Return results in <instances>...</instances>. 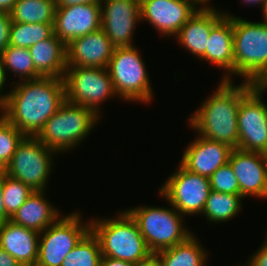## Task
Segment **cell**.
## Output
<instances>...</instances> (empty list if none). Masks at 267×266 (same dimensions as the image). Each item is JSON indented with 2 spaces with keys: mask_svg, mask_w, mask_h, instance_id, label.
<instances>
[{
  "mask_svg": "<svg viewBox=\"0 0 267 266\" xmlns=\"http://www.w3.org/2000/svg\"><path fill=\"white\" fill-rule=\"evenodd\" d=\"M11 83L13 88L5 93L4 118L25 136H36L65 101L64 81L39 77Z\"/></svg>",
  "mask_w": 267,
  "mask_h": 266,
  "instance_id": "cell-1",
  "label": "cell"
},
{
  "mask_svg": "<svg viewBox=\"0 0 267 266\" xmlns=\"http://www.w3.org/2000/svg\"><path fill=\"white\" fill-rule=\"evenodd\" d=\"M234 80H222L215 92L207 97L200 107L188 119L189 128L198 135L238 147L237 113L241 100L257 85L241 82L237 86Z\"/></svg>",
  "mask_w": 267,
  "mask_h": 266,
  "instance_id": "cell-2",
  "label": "cell"
},
{
  "mask_svg": "<svg viewBox=\"0 0 267 266\" xmlns=\"http://www.w3.org/2000/svg\"><path fill=\"white\" fill-rule=\"evenodd\" d=\"M233 16L234 76L246 82L267 86V21L251 22Z\"/></svg>",
  "mask_w": 267,
  "mask_h": 266,
  "instance_id": "cell-3",
  "label": "cell"
},
{
  "mask_svg": "<svg viewBox=\"0 0 267 266\" xmlns=\"http://www.w3.org/2000/svg\"><path fill=\"white\" fill-rule=\"evenodd\" d=\"M90 230L99 240L102 256L137 265L153 255L127 210L118 212L113 218L91 219Z\"/></svg>",
  "mask_w": 267,
  "mask_h": 266,
  "instance_id": "cell-4",
  "label": "cell"
},
{
  "mask_svg": "<svg viewBox=\"0 0 267 266\" xmlns=\"http://www.w3.org/2000/svg\"><path fill=\"white\" fill-rule=\"evenodd\" d=\"M101 120L92 109L64 101L36 137L58 154L74 150Z\"/></svg>",
  "mask_w": 267,
  "mask_h": 266,
  "instance_id": "cell-5",
  "label": "cell"
},
{
  "mask_svg": "<svg viewBox=\"0 0 267 266\" xmlns=\"http://www.w3.org/2000/svg\"><path fill=\"white\" fill-rule=\"evenodd\" d=\"M169 207L136 206L127 211L137 222L148 249L154 254L186 241L193 232L171 204ZM184 220V222H183Z\"/></svg>",
  "mask_w": 267,
  "mask_h": 266,
  "instance_id": "cell-6",
  "label": "cell"
},
{
  "mask_svg": "<svg viewBox=\"0 0 267 266\" xmlns=\"http://www.w3.org/2000/svg\"><path fill=\"white\" fill-rule=\"evenodd\" d=\"M136 46L114 48L107 71L120 99L130 102L151 103L153 89L146 65Z\"/></svg>",
  "mask_w": 267,
  "mask_h": 266,
  "instance_id": "cell-7",
  "label": "cell"
},
{
  "mask_svg": "<svg viewBox=\"0 0 267 266\" xmlns=\"http://www.w3.org/2000/svg\"><path fill=\"white\" fill-rule=\"evenodd\" d=\"M65 100L92 109L99 117L100 105L118 97L107 68L67 67L64 77Z\"/></svg>",
  "mask_w": 267,
  "mask_h": 266,
  "instance_id": "cell-8",
  "label": "cell"
},
{
  "mask_svg": "<svg viewBox=\"0 0 267 266\" xmlns=\"http://www.w3.org/2000/svg\"><path fill=\"white\" fill-rule=\"evenodd\" d=\"M80 211L60 216L39 236L36 266H61L69 252L90 231V220L83 222Z\"/></svg>",
  "mask_w": 267,
  "mask_h": 266,
  "instance_id": "cell-9",
  "label": "cell"
},
{
  "mask_svg": "<svg viewBox=\"0 0 267 266\" xmlns=\"http://www.w3.org/2000/svg\"><path fill=\"white\" fill-rule=\"evenodd\" d=\"M56 151L44 146L36 136H25L18 144L11 161L7 164V175L20 180L33 191H46L49 176L53 172Z\"/></svg>",
  "mask_w": 267,
  "mask_h": 266,
  "instance_id": "cell-10",
  "label": "cell"
},
{
  "mask_svg": "<svg viewBox=\"0 0 267 266\" xmlns=\"http://www.w3.org/2000/svg\"><path fill=\"white\" fill-rule=\"evenodd\" d=\"M160 185L159 195L181 215L202 214L211 191L209 178L190 172L181 164Z\"/></svg>",
  "mask_w": 267,
  "mask_h": 266,
  "instance_id": "cell-11",
  "label": "cell"
},
{
  "mask_svg": "<svg viewBox=\"0 0 267 266\" xmlns=\"http://www.w3.org/2000/svg\"><path fill=\"white\" fill-rule=\"evenodd\" d=\"M267 86L256 85L240 102L237 113L238 147L267 155V104L262 100Z\"/></svg>",
  "mask_w": 267,
  "mask_h": 266,
  "instance_id": "cell-12",
  "label": "cell"
},
{
  "mask_svg": "<svg viewBox=\"0 0 267 266\" xmlns=\"http://www.w3.org/2000/svg\"><path fill=\"white\" fill-rule=\"evenodd\" d=\"M101 29L114 48L133 45L134 29L141 21L140 0H103Z\"/></svg>",
  "mask_w": 267,
  "mask_h": 266,
  "instance_id": "cell-13",
  "label": "cell"
},
{
  "mask_svg": "<svg viewBox=\"0 0 267 266\" xmlns=\"http://www.w3.org/2000/svg\"><path fill=\"white\" fill-rule=\"evenodd\" d=\"M199 7L192 0H140L141 22L147 20L163 37H175Z\"/></svg>",
  "mask_w": 267,
  "mask_h": 266,
  "instance_id": "cell-14",
  "label": "cell"
},
{
  "mask_svg": "<svg viewBox=\"0 0 267 266\" xmlns=\"http://www.w3.org/2000/svg\"><path fill=\"white\" fill-rule=\"evenodd\" d=\"M228 163L235 174L240 195L267 199V155L233 149Z\"/></svg>",
  "mask_w": 267,
  "mask_h": 266,
  "instance_id": "cell-15",
  "label": "cell"
},
{
  "mask_svg": "<svg viewBox=\"0 0 267 266\" xmlns=\"http://www.w3.org/2000/svg\"><path fill=\"white\" fill-rule=\"evenodd\" d=\"M101 4L85 3L56 7L54 34L67 45L71 40L101 28Z\"/></svg>",
  "mask_w": 267,
  "mask_h": 266,
  "instance_id": "cell-16",
  "label": "cell"
},
{
  "mask_svg": "<svg viewBox=\"0 0 267 266\" xmlns=\"http://www.w3.org/2000/svg\"><path fill=\"white\" fill-rule=\"evenodd\" d=\"M232 150L227 144L197 135L185 148L179 163L190 172L209 178L228 163Z\"/></svg>",
  "mask_w": 267,
  "mask_h": 266,
  "instance_id": "cell-17",
  "label": "cell"
},
{
  "mask_svg": "<svg viewBox=\"0 0 267 266\" xmlns=\"http://www.w3.org/2000/svg\"><path fill=\"white\" fill-rule=\"evenodd\" d=\"M114 47L105 32L99 30L71 40L66 45L67 67L107 68Z\"/></svg>",
  "mask_w": 267,
  "mask_h": 266,
  "instance_id": "cell-18",
  "label": "cell"
},
{
  "mask_svg": "<svg viewBox=\"0 0 267 266\" xmlns=\"http://www.w3.org/2000/svg\"><path fill=\"white\" fill-rule=\"evenodd\" d=\"M224 70L222 80H233V16L224 15L210 30L205 54L199 59Z\"/></svg>",
  "mask_w": 267,
  "mask_h": 266,
  "instance_id": "cell-19",
  "label": "cell"
},
{
  "mask_svg": "<svg viewBox=\"0 0 267 266\" xmlns=\"http://www.w3.org/2000/svg\"><path fill=\"white\" fill-rule=\"evenodd\" d=\"M214 7L199 8L175 36L179 45L200 59L206 52L211 28L225 15Z\"/></svg>",
  "mask_w": 267,
  "mask_h": 266,
  "instance_id": "cell-20",
  "label": "cell"
},
{
  "mask_svg": "<svg viewBox=\"0 0 267 266\" xmlns=\"http://www.w3.org/2000/svg\"><path fill=\"white\" fill-rule=\"evenodd\" d=\"M40 233L8 220L0 224V247L21 266H36Z\"/></svg>",
  "mask_w": 267,
  "mask_h": 266,
  "instance_id": "cell-21",
  "label": "cell"
},
{
  "mask_svg": "<svg viewBox=\"0 0 267 266\" xmlns=\"http://www.w3.org/2000/svg\"><path fill=\"white\" fill-rule=\"evenodd\" d=\"M46 191H34L10 218L15 224L41 233L62 214L46 198Z\"/></svg>",
  "mask_w": 267,
  "mask_h": 266,
  "instance_id": "cell-22",
  "label": "cell"
},
{
  "mask_svg": "<svg viewBox=\"0 0 267 266\" xmlns=\"http://www.w3.org/2000/svg\"><path fill=\"white\" fill-rule=\"evenodd\" d=\"M35 70L42 77H64L67 69L66 45L53 33L30 48Z\"/></svg>",
  "mask_w": 267,
  "mask_h": 266,
  "instance_id": "cell-23",
  "label": "cell"
},
{
  "mask_svg": "<svg viewBox=\"0 0 267 266\" xmlns=\"http://www.w3.org/2000/svg\"><path fill=\"white\" fill-rule=\"evenodd\" d=\"M198 240V236L192 234L186 241L153 255L161 266H207L208 251Z\"/></svg>",
  "mask_w": 267,
  "mask_h": 266,
  "instance_id": "cell-24",
  "label": "cell"
},
{
  "mask_svg": "<svg viewBox=\"0 0 267 266\" xmlns=\"http://www.w3.org/2000/svg\"><path fill=\"white\" fill-rule=\"evenodd\" d=\"M244 198L240 194L221 193L218 191H210L205 202L202 216L210 223H225L236 218L243 206Z\"/></svg>",
  "mask_w": 267,
  "mask_h": 266,
  "instance_id": "cell-25",
  "label": "cell"
},
{
  "mask_svg": "<svg viewBox=\"0 0 267 266\" xmlns=\"http://www.w3.org/2000/svg\"><path fill=\"white\" fill-rule=\"evenodd\" d=\"M55 0H17L9 12L12 22L54 24Z\"/></svg>",
  "mask_w": 267,
  "mask_h": 266,
  "instance_id": "cell-26",
  "label": "cell"
},
{
  "mask_svg": "<svg viewBox=\"0 0 267 266\" xmlns=\"http://www.w3.org/2000/svg\"><path fill=\"white\" fill-rule=\"evenodd\" d=\"M3 73L7 81V71L18 76L19 81H27L42 77L36 70L29 48L9 45L0 55Z\"/></svg>",
  "mask_w": 267,
  "mask_h": 266,
  "instance_id": "cell-27",
  "label": "cell"
},
{
  "mask_svg": "<svg viewBox=\"0 0 267 266\" xmlns=\"http://www.w3.org/2000/svg\"><path fill=\"white\" fill-rule=\"evenodd\" d=\"M101 258L99 240L90 230L69 252L61 266H100Z\"/></svg>",
  "mask_w": 267,
  "mask_h": 266,
  "instance_id": "cell-28",
  "label": "cell"
},
{
  "mask_svg": "<svg viewBox=\"0 0 267 266\" xmlns=\"http://www.w3.org/2000/svg\"><path fill=\"white\" fill-rule=\"evenodd\" d=\"M54 24H29L12 22L9 45L30 48L32 45L49 38Z\"/></svg>",
  "mask_w": 267,
  "mask_h": 266,
  "instance_id": "cell-29",
  "label": "cell"
},
{
  "mask_svg": "<svg viewBox=\"0 0 267 266\" xmlns=\"http://www.w3.org/2000/svg\"><path fill=\"white\" fill-rule=\"evenodd\" d=\"M33 192L20 180L4 174L3 201L7 216L11 218Z\"/></svg>",
  "mask_w": 267,
  "mask_h": 266,
  "instance_id": "cell-30",
  "label": "cell"
},
{
  "mask_svg": "<svg viewBox=\"0 0 267 266\" xmlns=\"http://www.w3.org/2000/svg\"><path fill=\"white\" fill-rule=\"evenodd\" d=\"M25 135L4 117L0 118V158L8 164Z\"/></svg>",
  "mask_w": 267,
  "mask_h": 266,
  "instance_id": "cell-31",
  "label": "cell"
},
{
  "mask_svg": "<svg viewBox=\"0 0 267 266\" xmlns=\"http://www.w3.org/2000/svg\"><path fill=\"white\" fill-rule=\"evenodd\" d=\"M212 191L221 193L240 194L238 180L229 163L218 168L210 177Z\"/></svg>",
  "mask_w": 267,
  "mask_h": 266,
  "instance_id": "cell-32",
  "label": "cell"
},
{
  "mask_svg": "<svg viewBox=\"0 0 267 266\" xmlns=\"http://www.w3.org/2000/svg\"><path fill=\"white\" fill-rule=\"evenodd\" d=\"M11 25L10 13L0 11V55L9 46Z\"/></svg>",
  "mask_w": 267,
  "mask_h": 266,
  "instance_id": "cell-33",
  "label": "cell"
},
{
  "mask_svg": "<svg viewBox=\"0 0 267 266\" xmlns=\"http://www.w3.org/2000/svg\"><path fill=\"white\" fill-rule=\"evenodd\" d=\"M260 248L247 259L246 266H267V235Z\"/></svg>",
  "mask_w": 267,
  "mask_h": 266,
  "instance_id": "cell-34",
  "label": "cell"
},
{
  "mask_svg": "<svg viewBox=\"0 0 267 266\" xmlns=\"http://www.w3.org/2000/svg\"><path fill=\"white\" fill-rule=\"evenodd\" d=\"M3 183H4V174H0V224L10 220V218L7 216V212L3 201Z\"/></svg>",
  "mask_w": 267,
  "mask_h": 266,
  "instance_id": "cell-35",
  "label": "cell"
},
{
  "mask_svg": "<svg viewBox=\"0 0 267 266\" xmlns=\"http://www.w3.org/2000/svg\"><path fill=\"white\" fill-rule=\"evenodd\" d=\"M100 266H135V265L128 261L102 256Z\"/></svg>",
  "mask_w": 267,
  "mask_h": 266,
  "instance_id": "cell-36",
  "label": "cell"
},
{
  "mask_svg": "<svg viewBox=\"0 0 267 266\" xmlns=\"http://www.w3.org/2000/svg\"><path fill=\"white\" fill-rule=\"evenodd\" d=\"M102 1L103 0H55L56 7H67L85 3L101 4Z\"/></svg>",
  "mask_w": 267,
  "mask_h": 266,
  "instance_id": "cell-37",
  "label": "cell"
},
{
  "mask_svg": "<svg viewBox=\"0 0 267 266\" xmlns=\"http://www.w3.org/2000/svg\"><path fill=\"white\" fill-rule=\"evenodd\" d=\"M0 266H21L19 262L0 247Z\"/></svg>",
  "mask_w": 267,
  "mask_h": 266,
  "instance_id": "cell-38",
  "label": "cell"
},
{
  "mask_svg": "<svg viewBox=\"0 0 267 266\" xmlns=\"http://www.w3.org/2000/svg\"><path fill=\"white\" fill-rule=\"evenodd\" d=\"M241 2H243L245 5H261L259 7H261L262 9V15L265 13V11L267 10V0H241Z\"/></svg>",
  "mask_w": 267,
  "mask_h": 266,
  "instance_id": "cell-39",
  "label": "cell"
},
{
  "mask_svg": "<svg viewBox=\"0 0 267 266\" xmlns=\"http://www.w3.org/2000/svg\"><path fill=\"white\" fill-rule=\"evenodd\" d=\"M17 0H0V11L10 12Z\"/></svg>",
  "mask_w": 267,
  "mask_h": 266,
  "instance_id": "cell-40",
  "label": "cell"
},
{
  "mask_svg": "<svg viewBox=\"0 0 267 266\" xmlns=\"http://www.w3.org/2000/svg\"><path fill=\"white\" fill-rule=\"evenodd\" d=\"M135 266H161L158 259L152 255L148 260L141 262Z\"/></svg>",
  "mask_w": 267,
  "mask_h": 266,
  "instance_id": "cell-41",
  "label": "cell"
},
{
  "mask_svg": "<svg viewBox=\"0 0 267 266\" xmlns=\"http://www.w3.org/2000/svg\"><path fill=\"white\" fill-rule=\"evenodd\" d=\"M0 88V118H3L5 115V101H6V94Z\"/></svg>",
  "mask_w": 267,
  "mask_h": 266,
  "instance_id": "cell-42",
  "label": "cell"
},
{
  "mask_svg": "<svg viewBox=\"0 0 267 266\" xmlns=\"http://www.w3.org/2000/svg\"><path fill=\"white\" fill-rule=\"evenodd\" d=\"M5 82H6V79H5V76H4V73H3V68H2V63H1V59H0V88L2 90L5 91L4 86H8V85H5Z\"/></svg>",
  "mask_w": 267,
  "mask_h": 266,
  "instance_id": "cell-43",
  "label": "cell"
},
{
  "mask_svg": "<svg viewBox=\"0 0 267 266\" xmlns=\"http://www.w3.org/2000/svg\"><path fill=\"white\" fill-rule=\"evenodd\" d=\"M194 1L198 6L200 5V8H208V7H213V4L212 6L208 5V2L210 3L211 0H192ZM207 4V5H206ZM202 5V6H201Z\"/></svg>",
  "mask_w": 267,
  "mask_h": 266,
  "instance_id": "cell-44",
  "label": "cell"
},
{
  "mask_svg": "<svg viewBox=\"0 0 267 266\" xmlns=\"http://www.w3.org/2000/svg\"><path fill=\"white\" fill-rule=\"evenodd\" d=\"M7 173V164L0 158V174Z\"/></svg>",
  "mask_w": 267,
  "mask_h": 266,
  "instance_id": "cell-45",
  "label": "cell"
},
{
  "mask_svg": "<svg viewBox=\"0 0 267 266\" xmlns=\"http://www.w3.org/2000/svg\"><path fill=\"white\" fill-rule=\"evenodd\" d=\"M262 16L267 21V10L265 11V13Z\"/></svg>",
  "mask_w": 267,
  "mask_h": 266,
  "instance_id": "cell-46",
  "label": "cell"
}]
</instances>
